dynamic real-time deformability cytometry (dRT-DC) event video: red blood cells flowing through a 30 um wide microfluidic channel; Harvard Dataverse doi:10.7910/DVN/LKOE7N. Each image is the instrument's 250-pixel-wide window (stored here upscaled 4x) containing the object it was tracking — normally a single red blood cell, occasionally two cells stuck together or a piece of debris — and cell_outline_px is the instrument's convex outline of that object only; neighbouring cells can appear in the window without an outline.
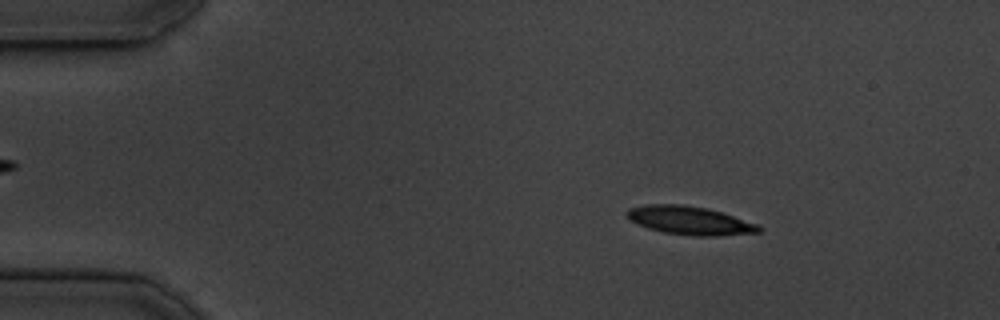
{"species": "common noctule bat (a hibernating species)", "species_latin": "Nyctalus noctula", "temperature_condition": "cold", "stored_images_in_passage": 49, "camera_frame_rate_fps": 3000, "um_per_image_px": 0.085, "animal": {"sex": "male", "body_mass_g": 19.5, "forearm_length_mm": 54.6}, "frame": {"image": 1, "passage_image": 3, "time_ms": 0.667, "image_size_px": [1000, 320], "cell_outline_px": [[764, 228], [760, 232], [716, 236], [696, 236], [664, 232], [648, 228], [636, 224], [628, 220], [624, 216], [624, 212], [628, 208], [644, 204], [684, 204], [708, 208], [760, 224]], "centroid_in_image_um": [58.6, 18.73], "position_along_channel_um": 26.4, "area_um2": 22.31}}
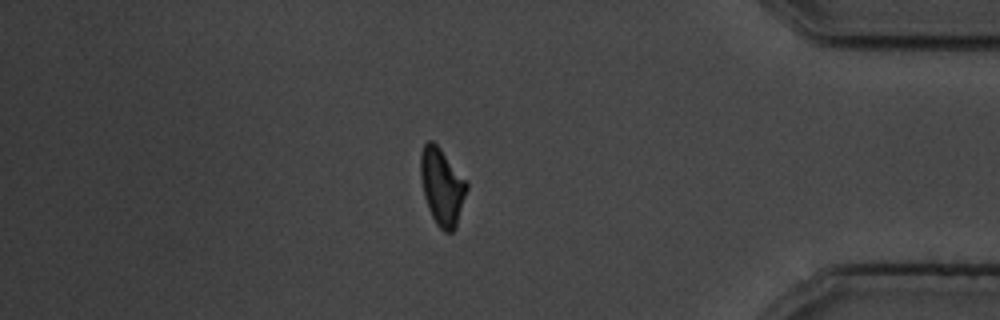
{"frame": {"image": 2, "passage_image": 41, "time_ms": 13.333, "image_size_px": [1000, 320], "cell_outline_px": [[468, 188], [456, 228], [452, 232], [444, 232], [436, 224], [428, 208], [424, 196], [420, 176], [420, 152], [424, 144], [428, 140], [432, 140], [440, 148], [468, 180]], "centroid_in_image_um": [37.58, 15.85], "position_along_channel_um": 397.6, "area_um2": 21.04}}
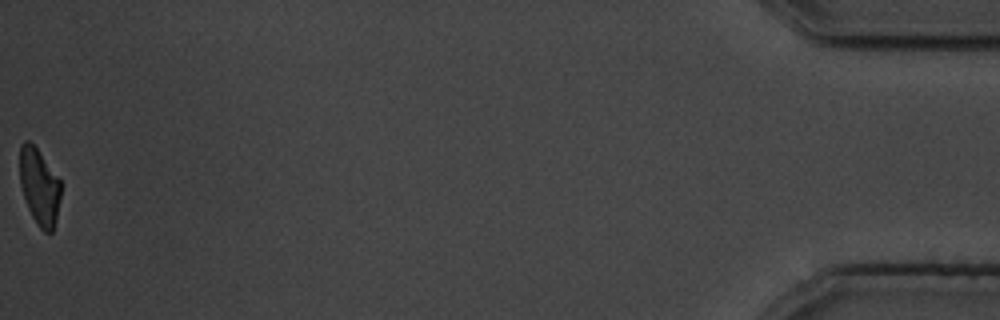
{"frame": {"image": 3, "passage_image": 49, "time_ms": 16.0, "image_size_px": [1000, 320], "cell_outline_px": [[60, 196], [56, 220], [52, 232], [44, 232], [36, 224], [28, 208], [20, 184], [20, 144], [24, 140], [28, 140], [36, 148], [60, 180]], "centroid_in_image_um": [3.33, 15.88], "position_along_channel_um": 431.9, "area_um2": 18.03}, "authors_computed_cell_mechanics": {"area_um2": 21.5016, "velocity_mm_per_s": 3.6959, "shape_relaxation_time_tau1_ms": 4.5543, "shape_relaxation_time_tau2_ms": 2.2964, "deformation_change_tau1": 0.1581, "deformation_change_tau2": 0.0969}}